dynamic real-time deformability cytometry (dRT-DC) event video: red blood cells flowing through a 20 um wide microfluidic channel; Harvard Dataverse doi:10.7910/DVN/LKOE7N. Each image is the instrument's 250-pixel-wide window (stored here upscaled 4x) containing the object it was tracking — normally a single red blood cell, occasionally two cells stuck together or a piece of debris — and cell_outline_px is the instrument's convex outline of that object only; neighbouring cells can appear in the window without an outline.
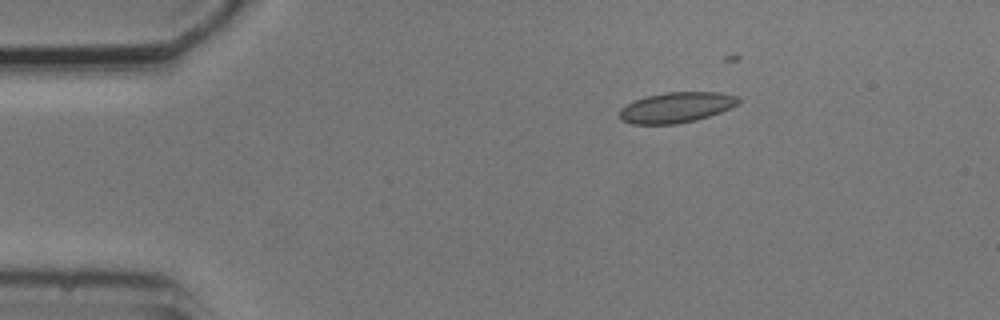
{"species": "common noctule bat (a hibernating species)", "species_latin": "Nyctalus noctula", "temperature_condition": "cold", "stored_images_in_passage": 7, "camera_frame_rate_fps": 3000, "um_per_image_px": 0.085, "animal": {"sex": "male", "body_mass_g": 20.5, "forearm_length_mm": 52.5}, "frame": {"image": 1, "passage_image": 1, "time_ms": 0.0, "image_size_px": [1000, 320], "cell_outline_px": [[740, 100], [736, 104], [720, 112], [696, 120], [676, 124], [632, 124], [620, 120], [620, 108], [644, 96], [664, 92], [720, 92], [736, 96]], "centroid_in_image_um": [57.45, 9.13], "position_along_channel_um": 27.6, "area_um2": 20.98}}